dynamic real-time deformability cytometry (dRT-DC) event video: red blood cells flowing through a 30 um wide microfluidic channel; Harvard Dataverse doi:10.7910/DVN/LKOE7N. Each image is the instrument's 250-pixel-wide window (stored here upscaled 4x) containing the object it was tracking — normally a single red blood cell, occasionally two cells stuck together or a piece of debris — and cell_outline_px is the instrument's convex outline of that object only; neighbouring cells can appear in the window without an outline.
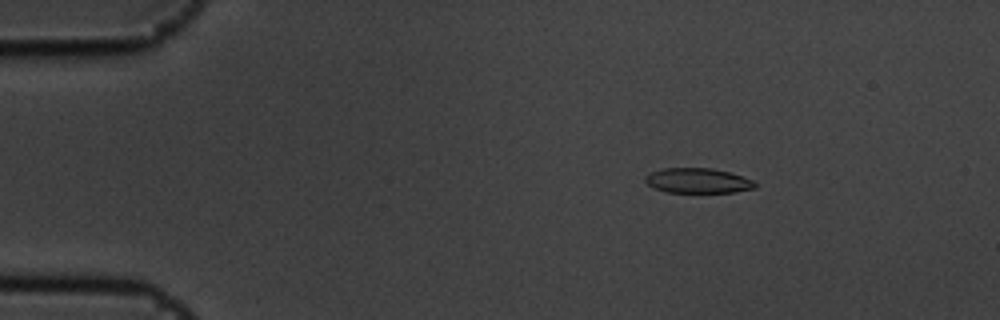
{"species": "common noctule bat (a hibernating species)", "species_latin": "Nyctalus noctula", "temperature_condition": "cold", "stored_images_in_passage": 6, "segment_of_instrument_passage": [1, 2], "camera_frame_rate_fps": 3000, "um_per_image_px": 0.085, "animal": {"sex": "male", "body_mass_g": 19.5, "forearm_length_mm": 54.6}, "frame": {"image": 1, "passage_image": 3, "time_ms": 0.667, "image_size_px": [1000, 320], "cell_outline_px": [[756, 188], [736, 192], [664, 192], [648, 184], [644, 180], [644, 176], [652, 172], [664, 168], [712, 168], [728, 172], [752, 180], [756, 184]], "centroid_in_image_um": [59.3, 15.36], "position_along_channel_um": 25.7, "area_um2": 15.84}}
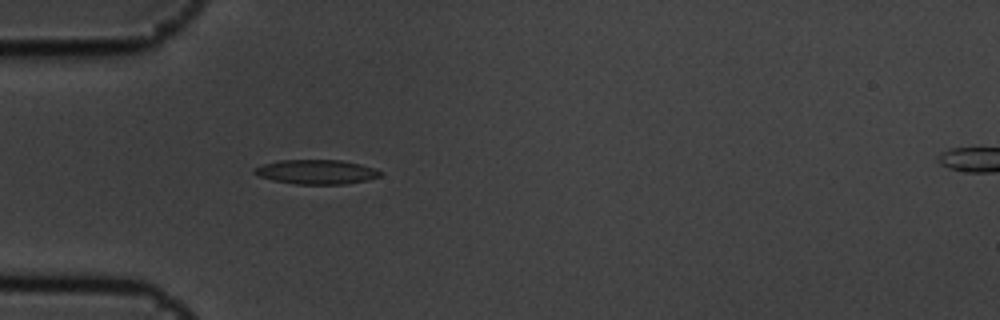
{"frame": {"image": 2, "passage_image": 5, "time_ms": 1.333, "image_size_px": [1000, 320], "cell_outline_px": [[384, 172], [380, 176], [368, 180], [344, 184], [296, 184], [272, 180], [260, 176], [252, 172], [256, 168], [264, 164], [280, 160], [340, 160], [360, 164], [376, 168]], "centroid_in_image_um": [26.95, 14.61], "position_along_channel_um": 58.1, "area_um2": 17.86}}